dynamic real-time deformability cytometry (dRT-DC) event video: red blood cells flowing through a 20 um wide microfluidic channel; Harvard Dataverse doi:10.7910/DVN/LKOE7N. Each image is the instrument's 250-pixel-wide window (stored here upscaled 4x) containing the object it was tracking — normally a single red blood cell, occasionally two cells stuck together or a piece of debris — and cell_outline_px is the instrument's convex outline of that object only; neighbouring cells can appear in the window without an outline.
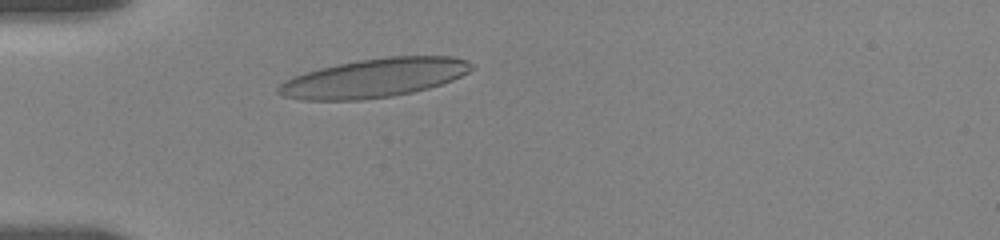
{"species": "human", "species_latin": "Homo sapiens", "temperature_condition": "room temperature", "stored_images_in_passage": 1, "camera_frame_rate_fps": 3000, "um_per_image_px": 0.085, "donor": {"sex": "female"}, "frame": {"image": 1, "passage_image": 1, "time_ms": 0.0, "image_size_px": [1000, 240], "cell_outline_px": [[476, 68], [452, 80], [428, 88], [412, 92], [392, 96], [360, 100], [304, 100], [284, 96], [276, 92], [276, 88], [284, 80], [292, 76], [320, 68], [336, 64], [360, 60], [388, 56], [452, 56], [468, 60], [476, 64]], "centroid_in_image_um": [31.83, 6.62], "position_along_channel_um": 53.2, "area_um2": 43.87}}